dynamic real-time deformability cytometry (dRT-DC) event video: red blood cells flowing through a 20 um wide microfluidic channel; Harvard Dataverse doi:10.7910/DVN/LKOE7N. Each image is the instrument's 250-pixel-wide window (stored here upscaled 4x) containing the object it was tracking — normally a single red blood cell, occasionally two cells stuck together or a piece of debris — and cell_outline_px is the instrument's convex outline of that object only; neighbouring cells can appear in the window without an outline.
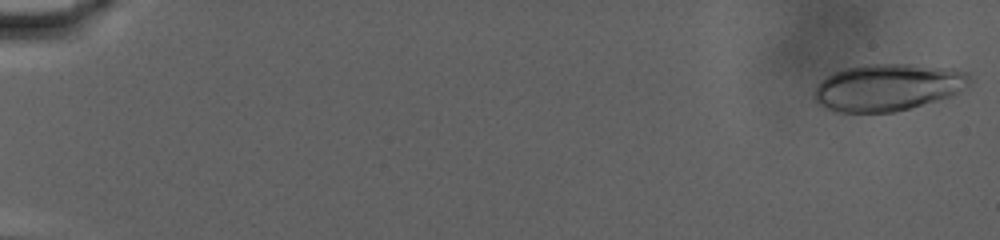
{"species": "human", "species_latin": "Homo sapiens", "temperature_condition": "warm", "stored_images_in_passage": 75, "camera_frame_rate_fps": 3000, "um_per_image_px": 0.085, "donor": {"sex": "male"}, "frame": {"image": 1, "passage_image": 1, "time_ms": 0.0, "image_size_px": [1000, 240], "cell_outline_px": [[972, 80], [960, 92], [952, 96], [940, 100], [896, 112], [836, 112], [824, 108], [816, 104], [812, 96], [812, 92], [816, 84], [820, 80], [844, 68], [864, 64], [912, 64], [956, 68], [968, 72]], "centroid_in_image_um": [75.46, 7.42], "position_along_channel_um": 9.5, "area_um2": 43.47}}
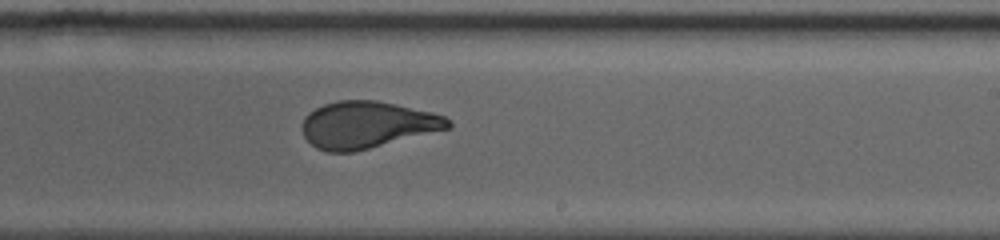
{"frame": {"image": 2, "passage_image": 48, "time_ms": 15.667, "image_size_px": [1000, 240], "cell_outline_px": [[452, 128], [352, 152], [328, 152], [316, 148], [304, 136], [300, 128], [304, 116], [308, 112], [324, 104], [340, 100], [376, 100], [396, 104], [432, 112], [444, 116], [452, 124]], "centroid_in_image_um": [31.18, 10.6], "position_along_channel_um": 257.8, "area_um2": 39.88}}
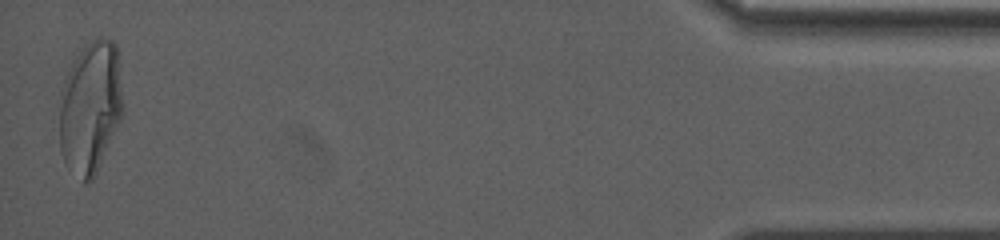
{"frame": {"image": 3, "passage_image": 74, "time_ms": 24.333, "image_size_px": [1000, 240], "cell_outline_px": [[124, 108], [120, 120], [96, 172], [92, 180], [88, 184], [64, 160], [60, 152], [60, 88], [76, 56], [92, 40], [100, 36], [112, 40], [116, 44]], "centroid_in_image_um": [7.69, 9.07], "position_along_channel_um": 427.5, "area_um2": 48.32}, "authors_computed_cell_mechanics": {"area_um2": 40.8646, "velocity_mm_per_s": 2.8383, "shape_relaxation_time_tau1_ms": null, "shape_relaxation_time_tau2_ms": 0.9462, "deformation_change_tau1": null, "deformation_change_tau2": 0.0766}}